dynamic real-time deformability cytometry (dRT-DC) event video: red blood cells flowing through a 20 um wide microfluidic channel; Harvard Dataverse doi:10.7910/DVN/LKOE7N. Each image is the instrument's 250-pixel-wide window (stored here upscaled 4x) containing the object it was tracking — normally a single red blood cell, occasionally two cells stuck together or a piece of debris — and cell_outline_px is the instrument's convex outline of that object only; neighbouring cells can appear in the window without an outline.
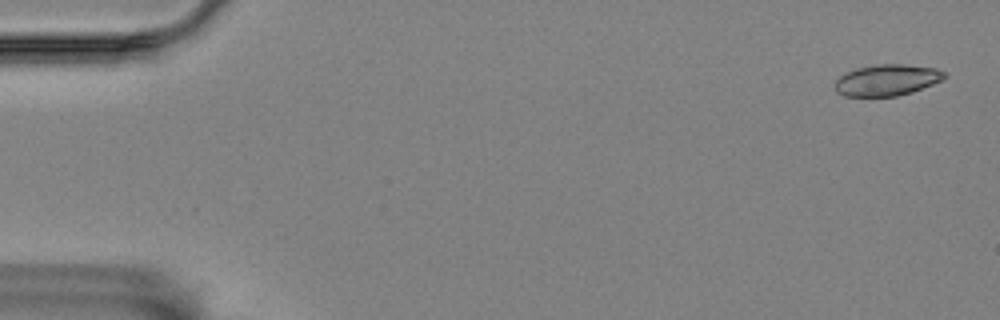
{"species": "Egyptian fruit bat (a non-hibernating species)", "species_latin": "Rousettus aegyptiacus", "temperature_condition": "room temperature", "stored_images_in_passage": 5, "camera_frame_rate_fps": 3000, "um_per_image_px": 0.085, "animal": {"sex": "female"}, "frame": {"image": 1, "passage_image": 1, "time_ms": 0.0, "image_size_px": [1000, 320], "cell_outline_px": [[948, 76], [944, 80], [912, 92], [896, 96], [844, 96], [836, 92], [836, 80], [840, 76], [856, 68], [880, 64], [904, 64], [936, 68], [944, 72]], "centroid_in_image_um": [75.43, 6.8], "position_along_channel_um": 9.6, "area_um2": 19.94}}
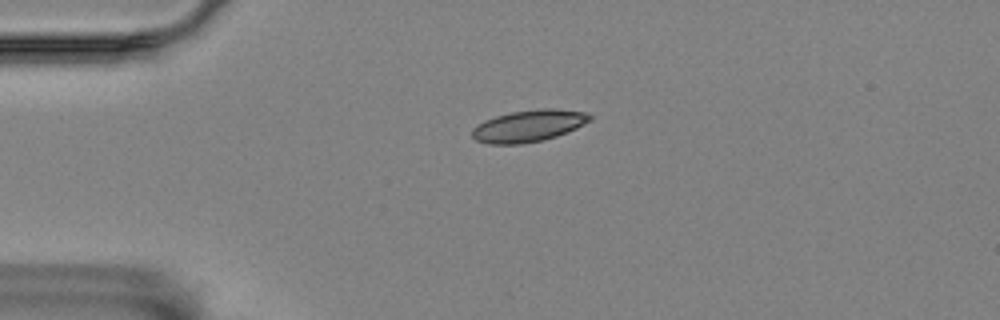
{"frame": {"image": 2, "passage_image": 4, "time_ms": 1.0, "image_size_px": [1000, 320], "cell_outline_px": [[592, 120], [576, 128], [556, 136], [544, 140], [524, 144], [488, 144], [476, 140], [472, 136], [472, 128], [484, 120], [496, 116], [512, 112], [540, 108], [552, 108], [588, 112], [592, 116]], "centroid_in_image_um": [44.95, 10.7], "position_along_channel_um": 40.1, "area_um2": 21.96}}